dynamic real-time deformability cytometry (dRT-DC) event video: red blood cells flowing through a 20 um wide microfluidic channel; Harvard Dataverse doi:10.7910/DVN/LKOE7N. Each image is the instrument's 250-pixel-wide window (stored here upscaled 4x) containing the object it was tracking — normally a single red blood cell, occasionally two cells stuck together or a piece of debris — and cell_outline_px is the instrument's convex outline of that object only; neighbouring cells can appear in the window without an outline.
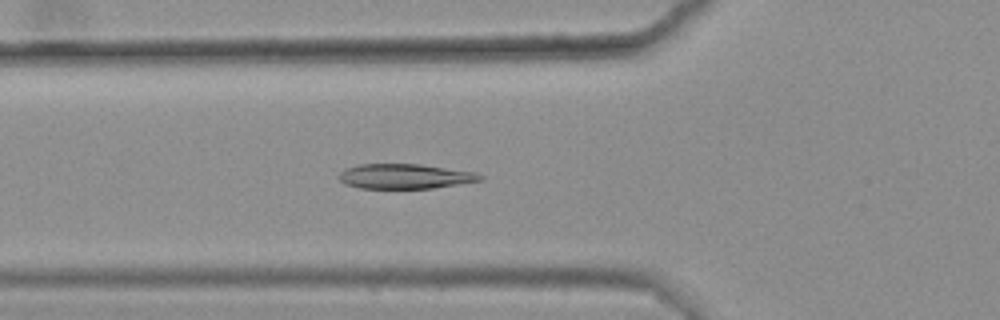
{"species": "common noctule bat (a hibernating species)", "species_latin": "Nyctalus noctula", "temperature_condition": "warm", "stored_images_in_passage": 47, "camera_frame_rate_fps": 3000, "um_per_image_px": 0.085, "animal": {"sex": "female", "body_mass_g": 25.1}, "frame": {"image": 1, "passage_image": 19, "time_ms": 6.0, "image_size_px": [1000, 320], "cell_outline_px": [[484, 180], [432, 188], [360, 188], [344, 184], [336, 176], [340, 172], [348, 168], [360, 164], [420, 164], [476, 172], [484, 176]], "centroid_in_image_um": [34.43, 14.98], "position_along_channel_um": 91.4, "area_um2": 20.46}}
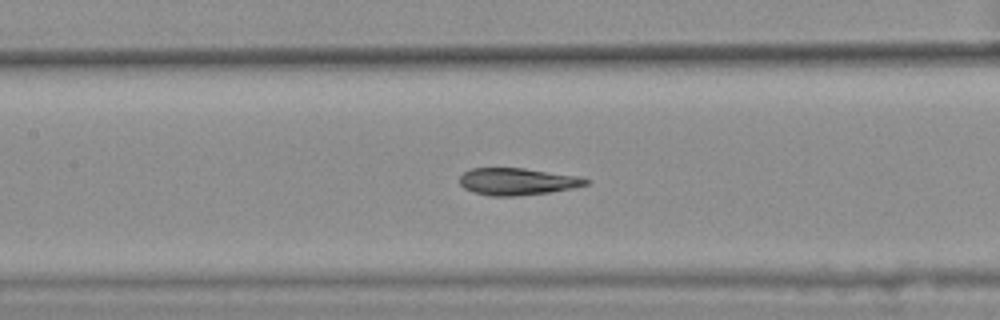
{"frame": {"image": 2, "passage_image": 25, "time_ms": 8.0, "image_size_px": [1000, 320], "cell_outline_px": [[592, 180], [588, 184], [572, 188], [548, 192], [516, 196], [488, 196], [472, 192], [464, 188], [460, 184], [460, 176], [464, 172], [472, 168], [524, 168], [580, 176]], "centroid_in_image_um": [43.98, 15.43], "position_along_channel_um": 163.4, "area_um2": 20.0}}
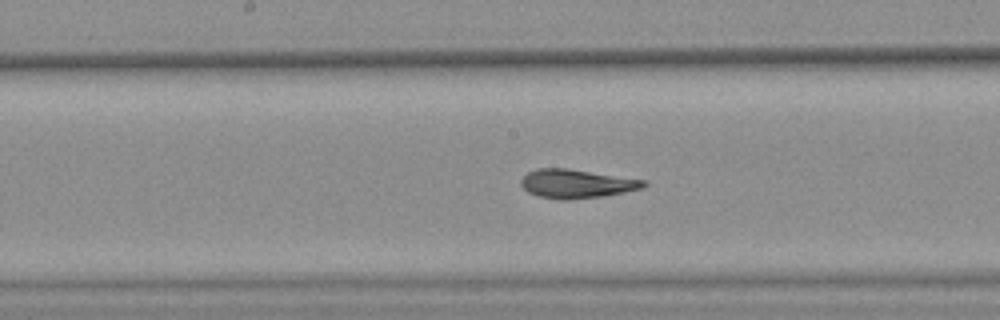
{"frame": {"image": 3, "passage_image": 28, "time_ms": 9.0, "image_size_px": [1000, 320], "cell_outline_px": [[648, 184], [644, 188], [604, 196], [568, 200], [560, 200], [540, 196], [528, 192], [520, 184], [520, 180], [528, 172], [536, 168], [568, 168], [648, 180]], "centroid_in_image_um": [49.05, 15.61], "position_along_channel_um": 199.2, "area_um2": 20.81}, "authors_computed_cell_mechanics": {"area_um2": 20.9814, "velocity_mm_per_s": 3.5851, "shape_relaxation_time_tau1_ms": 5.9398, "shape_relaxation_time_tau2_ms": 2.4097, "deformation_change_tau1": 0.1875, "deformation_change_tau2": 0.0948}}